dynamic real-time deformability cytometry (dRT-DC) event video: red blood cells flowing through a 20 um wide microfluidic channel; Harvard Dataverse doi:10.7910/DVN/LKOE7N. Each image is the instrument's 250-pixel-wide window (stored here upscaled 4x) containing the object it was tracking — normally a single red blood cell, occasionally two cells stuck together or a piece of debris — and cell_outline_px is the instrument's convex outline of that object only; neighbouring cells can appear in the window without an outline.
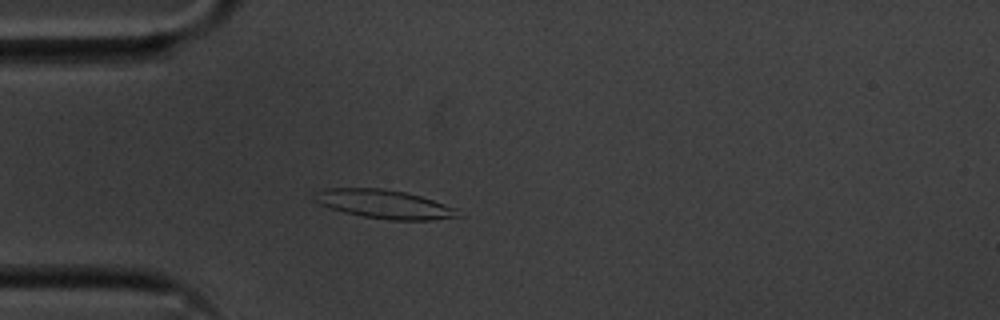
{"species": "common noctule bat (a hibernating species)", "species_latin": "Nyctalus noctula", "temperature_condition": "cold", "stored_images_in_passage": 43, "camera_frame_rate_fps": 3000, "um_per_image_px": 0.085, "animal": {"sex": "male", "body_mass_g": 20.1, "forearm_length_mm": 53.5}, "frame": {"image": 1, "passage_image": 3, "time_ms": 0.667, "image_size_px": [1000, 320], "cell_outline_px": [[460, 216], [432, 220], [392, 220], [364, 216], [344, 212], [320, 204], [316, 200], [320, 192], [324, 188], [384, 188], [404, 192], [420, 196], [456, 208]], "centroid_in_image_um": [32.71, 17.35], "position_along_channel_um": 52.3, "area_um2": 23.41}}
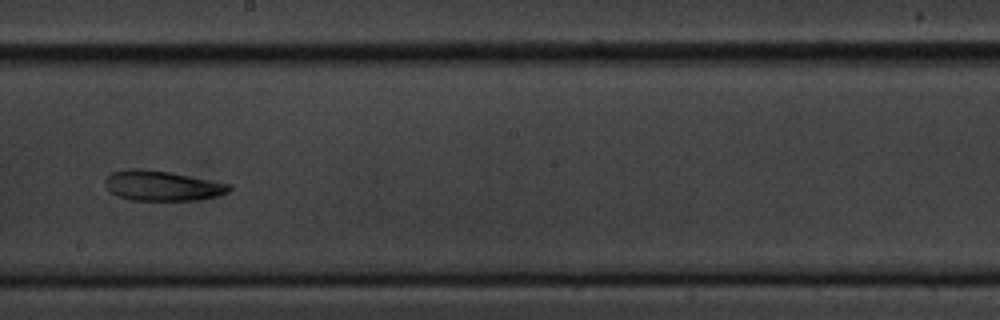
{"frame": {"image": 2, "passage_image": 19, "time_ms": 6.0, "image_size_px": [1000, 320], "cell_outline_px": [[232, 188], [228, 192], [216, 196], [200, 200], [132, 200], [116, 196], [104, 184], [104, 180], [112, 172], [128, 168], [144, 168], [168, 172], [212, 180], [232, 184]], "centroid_in_image_um": [13.79, 15.78], "position_along_channel_um": 234.4, "area_um2": 21.85}}
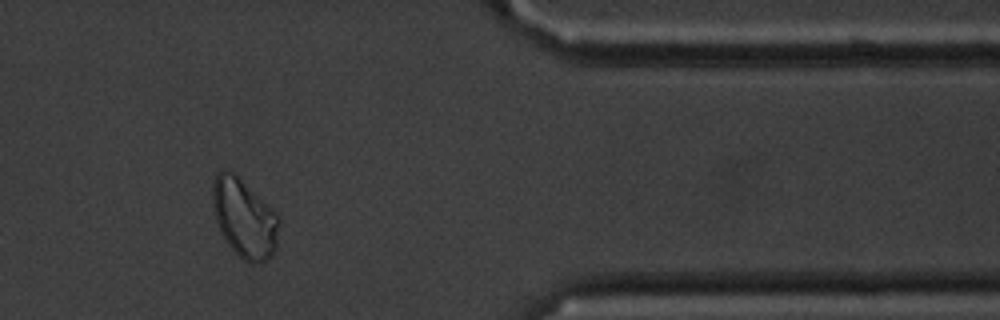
{"frame": {"image": 3, "passage_image": 34, "time_ms": 11.0, "image_size_px": [1000, 320], "cell_outline_px": [[280, 220], [276, 248], [272, 256], [260, 264], [248, 264], [228, 244], [220, 232], [216, 220], [212, 200], [212, 184], [216, 172], [224, 168], [228, 168], [276, 212], [280, 216]], "centroid_in_image_um": [20.77, 18.56], "position_along_channel_um": 390.6, "area_um2": 30.63}, "authors_computed_cell_mechanics": {"area_um2": 22.542, "velocity_mm_per_s": 3.5799, "shape_relaxation_time_tau1_ms": 5.6943, "shape_relaxation_time_tau2_ms": 4.5595, "deformation_change_tau1": 0.1696, "deformation_change_tau2": 0.139}}